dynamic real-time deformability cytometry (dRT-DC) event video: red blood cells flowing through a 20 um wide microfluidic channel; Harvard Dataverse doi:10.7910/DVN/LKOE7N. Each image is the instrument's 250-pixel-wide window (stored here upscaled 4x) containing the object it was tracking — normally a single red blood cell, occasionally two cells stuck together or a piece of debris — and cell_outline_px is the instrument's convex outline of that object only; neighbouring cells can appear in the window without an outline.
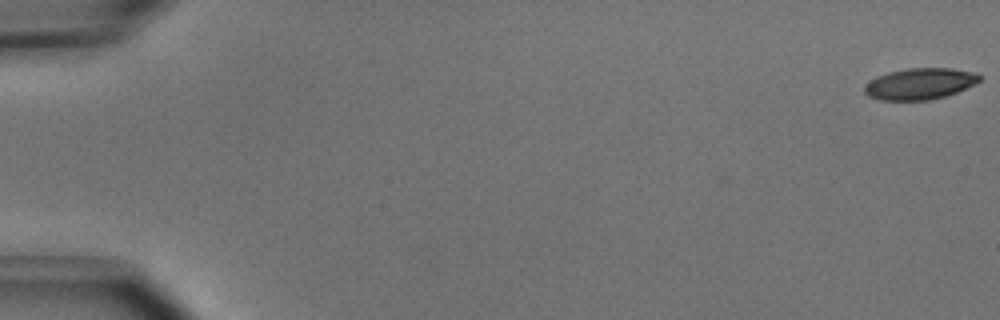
{"species": "common noctule bat (a hibernating species)", "species_latin": "Nyctalus noctula", "temperature_condition": "cold", "stored_images_in_passage": 52, "camera_frame_rate_fps": 3000, "um_per_image_px": 0.085, "animal": {"sex": "male", "body_mass_g": 15.6}, "frame": {"image": 1, "passage_image": 1, "time_ms": 0.0, "image_size_px": [1000, 320], "cell_outline_px": [[980, 80], [956, 92], [944, 96], [928, 100], [880, 100], [868, 96], [864, 92], [864, 88], [876, 76], [888, 72], [908, 68], [952, 68], [976, 72], [980, 76]], "centroid_in_image_um": [78.17, 7.11], "position_along_channel_um": 6.8, "area_um2": 20.75}}
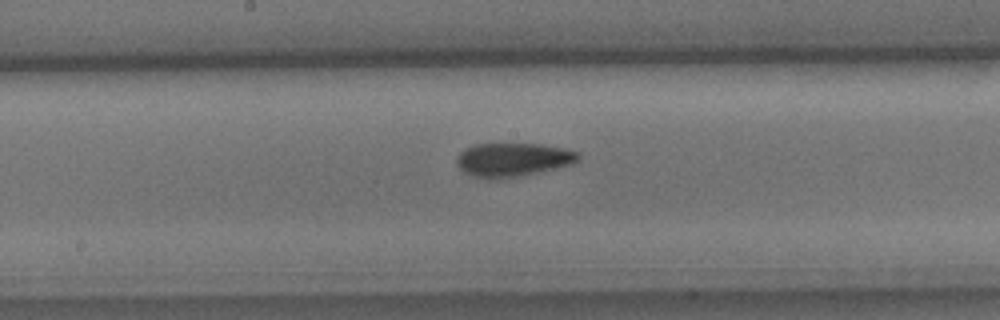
{"frame": {"image": 2, "passage_image": 28, "time_ms": 9.0, "image_size_px": [1000, 320], "cell_outline_px": [[580, 156], [576, 160], [568, 164], [520, 176], [472, 176], [464, 172], [456, 164], [456, 156], [464, 148], [476, 144], [540, 144], [564, 148], [580, 152]], "centroid_in_image_um": [43.56, 13.52], "position_along_channel_um": 204.6, "area_um2": 23.0}}
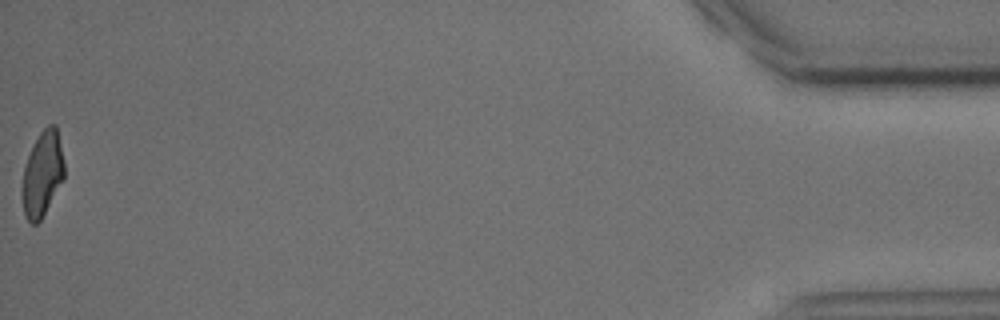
{"frame": {"image": 3, "passage_image": 52, "time_ms": 17.0, "image_size_px": [1000, 320], "cell_outline_px": [[64, 176], [40, 220], [36, 224], [32, 224], [24, 216], [24, 168], [32, 144], [40, 132], [48, 124], [56, 124], [64, 160]], "centroid_in_image_um": [3.63, 14.71], "position_along_channel_um": 431.6, "area_um2": 20.17}, "authors_computed_cell_mechanics": {"area_um2": 22.3686, "velocity_mm_per_s": 3.9652, "shape_relaxation_time_tau1_ms": 3.1842, "shape_relaxation_time_tau2_ms": 3.3299, "deformation_change_tau1": 0.1167, "deformation_change_tau2": 0.0964}}